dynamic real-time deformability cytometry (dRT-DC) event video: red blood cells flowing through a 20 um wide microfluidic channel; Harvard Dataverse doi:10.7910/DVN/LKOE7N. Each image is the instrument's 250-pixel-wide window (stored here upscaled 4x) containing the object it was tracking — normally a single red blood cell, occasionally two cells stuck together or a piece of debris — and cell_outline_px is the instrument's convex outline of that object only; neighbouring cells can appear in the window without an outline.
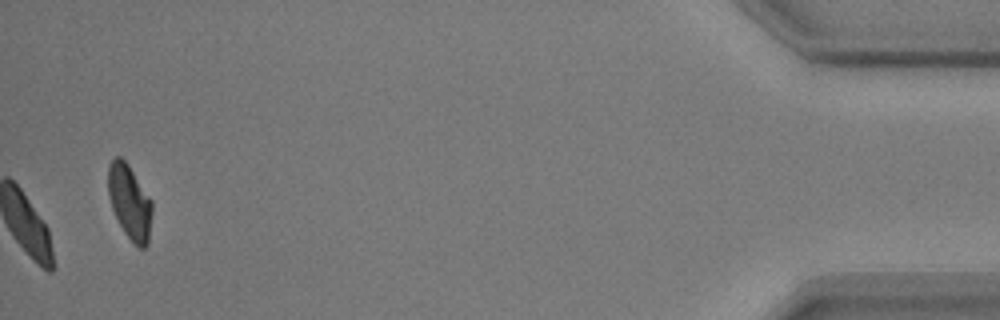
{"species": "common noctule bat (a hibernating species)", "species_latin": "Nyctalus noctula", "temperature_condition": "warm", "stored_images_in_passage": 38, "camera_frame_rate_fps": 3000, "um_per_image_px": 0.085, "animal": {"sex": "male", "body_mass_g": 17.9, "forearm_length_mm": 54.2}, "frame": {"image": 1, "passage_image": 38, "time_ms": 12.333, "image_size_px": [1000, 320], "cell_outline_px": [[152, 212], [148, 244], [144, 248], [140, 248], [124, 232], [112, 208], [108, 196], [108, 164], [116, 156], [120, 156], [128, 164], [152, 200]], "centroid_in_image_um": [11.02, 17.14], "position_along_channel_um": 424.2, "area_um2": 18.96}, "authors_computed_cell_mechanics": {"area_um2": 20.808, "velocity_mm_per_s": 3.632, "shape_relaxation_time_tau1_ms": 2.4924, "shape_relaxation_time_tau2_ms": 2.6543, "deformation_change_tau1": 0.084, "deformation_change_tau2": 0.0434}}